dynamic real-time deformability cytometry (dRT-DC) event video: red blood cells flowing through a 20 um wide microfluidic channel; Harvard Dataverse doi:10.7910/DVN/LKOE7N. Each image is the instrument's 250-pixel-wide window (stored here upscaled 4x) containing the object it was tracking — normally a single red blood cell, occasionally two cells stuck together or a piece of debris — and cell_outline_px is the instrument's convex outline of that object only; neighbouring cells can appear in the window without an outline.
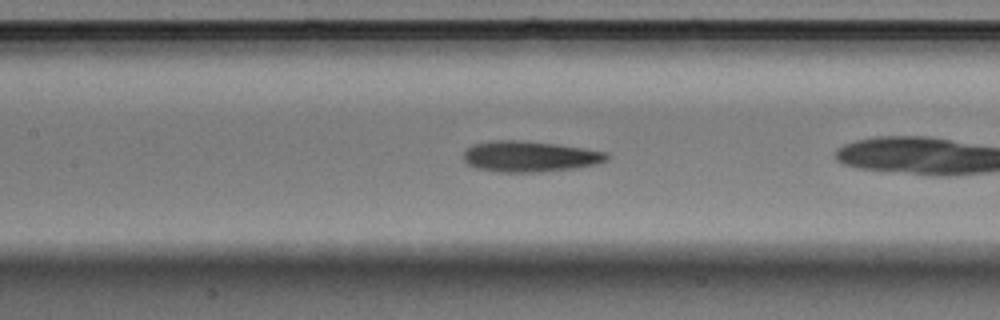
{"species": "Egyptian fruit bat (a non-hibernating species)", "species_latin": "Rousettus aegyptiacus", "temperature_condition": "warm", "stored_images_in_passage": 25, "camera_frame_rate_fps": 3000, "um_per_image_px": 0.085, "animal": {"sex": "male"}, "frame": {"image": 1, "passage_image": 8, "time_ms": 2.333, "image_size_px": [1000, 320], "cell_outline_px": [[608, 160], [596, 164], [576, 168], [540, 172], [500, 172], [476, 168], [468, 164], [464, 160], [464, 152], [472, 144], [492, 140], [516, 140], [556, 144], [608, 152]], "centroid_in_image_um": [45.02, 13.3], "position_along_channel_um": 162.4, "area_um2": 25.72}}
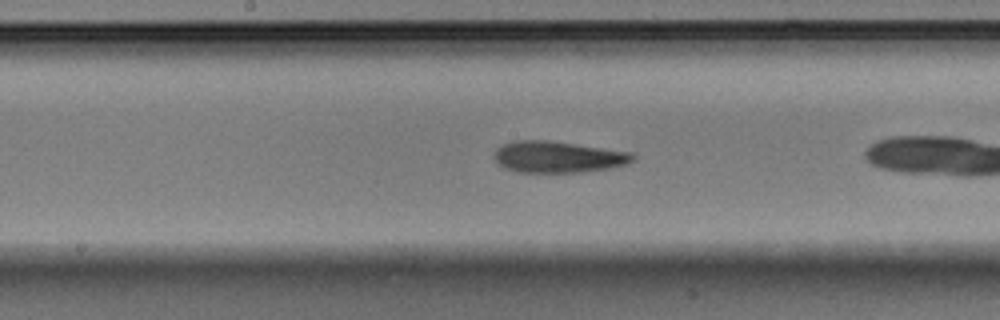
{"frame": {"image": 2, "passage_image": 11, "time_ms": 3.333, "image_size_px": [1000, 320], "cell_outline_px": [[636, 160], [628, 164], [612, 168], [576, 172], [516, 172], [504, 168], [496, 160], [496, 148], [512, 140], [548, 140], [632, 152], [636, 156]], "centroid_in_image_um": [47.48, 13.34], "position_along_channel_um": 200.7, "area_um2": 25.43}}